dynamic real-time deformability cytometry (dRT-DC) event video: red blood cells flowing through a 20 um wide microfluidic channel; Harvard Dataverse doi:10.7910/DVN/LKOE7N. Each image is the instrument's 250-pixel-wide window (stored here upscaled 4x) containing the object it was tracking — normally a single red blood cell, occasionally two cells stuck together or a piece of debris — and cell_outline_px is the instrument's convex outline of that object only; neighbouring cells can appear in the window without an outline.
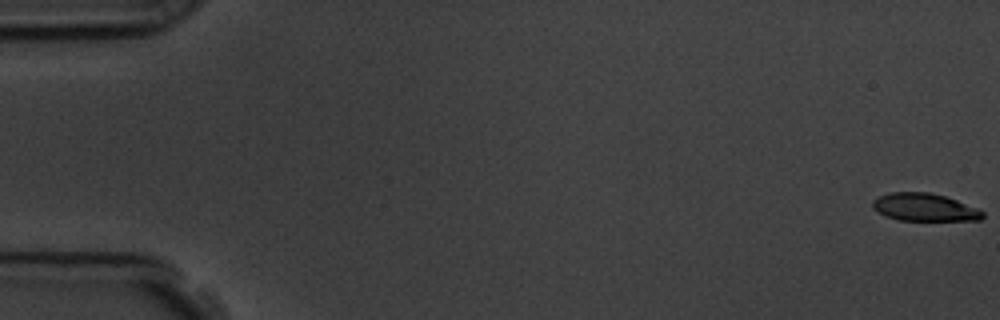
{"species": "common noctule bat (a hibernating species)", "species_latin": "Nyctalus noctula", "temperature_condition": "room temperature", "stored_images_in_passage": 53, "camera_frame_rate_fps": 3000, "um_per_image_px": 0.085, "animal": {"sex": "male", "body_mass_g": 19.5, "forearm_length_mm": 54.6}, "frame": {"image": 1, "passage_image": 1, "time_ms": 0.0, "image_size_px": [1000, 320], "cell_outline_px": [[984, 216], [980, 220], [900, 220], [884, 216], [876, 212], [872, 208], [872, 200], [888, 192], [928, 192], [944, 196], [956, 200], [976, 208], [984, 212]], "centroid_in_image_um": [78.52, 17.62], "position_along_channel_um": 6.5, "area_um2": 17.74}}
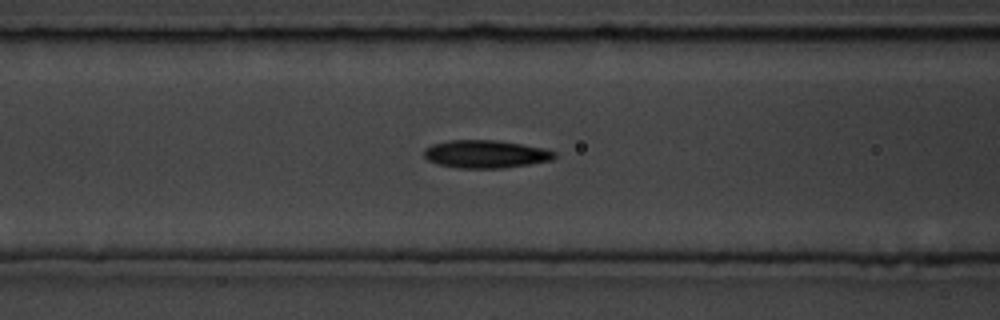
{"frame": {"image": 2, "passage_image": 24, "time_ms": 7.667, "image_size_px": [1000, 320], "cell_outline_px": [[556, 156], [552, 160], [528, 164], [500, 168], [460, 168], [436, 164], [428, 160], [424, 156], [424, 148], [432, 144], [448, 140], [496, 140], [544, 148], [556, 152]], "centroid_in_image_um": [41.25, 13.09], "position_along_channel_um": 125.4, "area_um2": 21.15}}
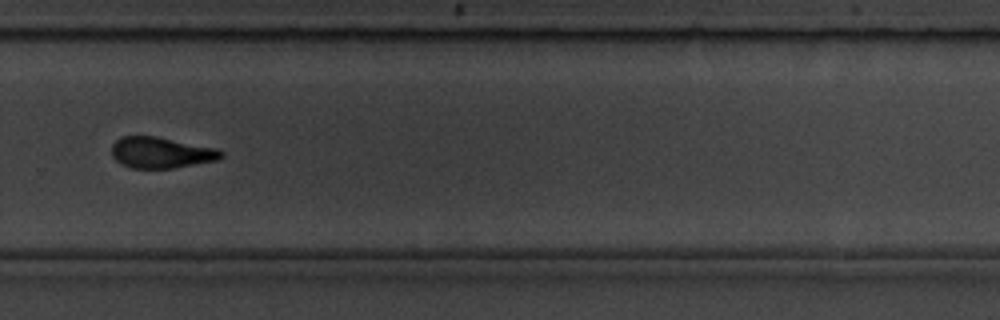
{"frame": {"image": 3, "passage_image": 40, "time_ms": 13.0, "image_size_px": [1000, 320], "cell_outline_px": [[224, 156], [216, 160], [172, 168], [132, 168], [120, 164], [112, 156], [112, 144], [120, 136], [156, 136], [220, 148], [224, 152]], "centroid_in_image_um": [13.71, 12.96], "position_along_channel_um": 316.1, "area_um2": 20.0}}